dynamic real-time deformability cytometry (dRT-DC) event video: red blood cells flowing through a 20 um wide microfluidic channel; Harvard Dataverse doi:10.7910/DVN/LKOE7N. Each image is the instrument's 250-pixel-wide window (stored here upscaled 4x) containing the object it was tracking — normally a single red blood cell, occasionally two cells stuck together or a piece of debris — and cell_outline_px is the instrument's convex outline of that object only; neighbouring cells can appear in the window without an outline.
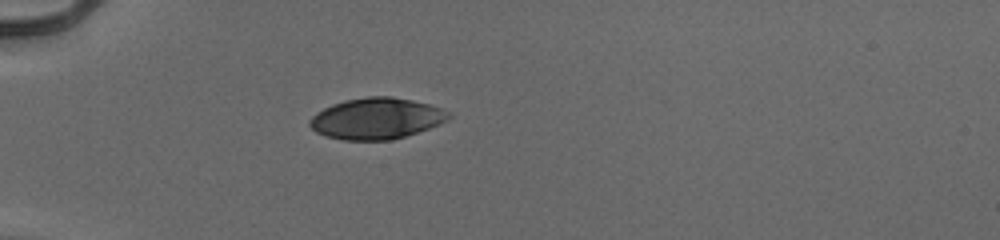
{"species": "human", "species_latin": "Homo sapiens", "temperature_condition": "cold", "stored_images_in_passage": 37, "camera_frame_rate_fps": 3000, "um_per_image_px": 0.085, "donor": {"sex": "male"}, "frame": {"image": 1, "passage_image": 1, "time_ms": 0.0, "image_size_px": [1000, 240], "cell_outline_px": [[452, 116], [448, 120], [440, 124], [392, 140], [344, 140], [324, 136], [316, 132], [308, 124], [308, 120], [316, 112], [332, 104], [344, 100], [368, 96], [392, 96], [412, 100], [428, 104], [452, 112]], "centroid_in_image_um": [31.99, 10.07], "position_along_channel_um": 53.0, "area_um2": 33.52}}
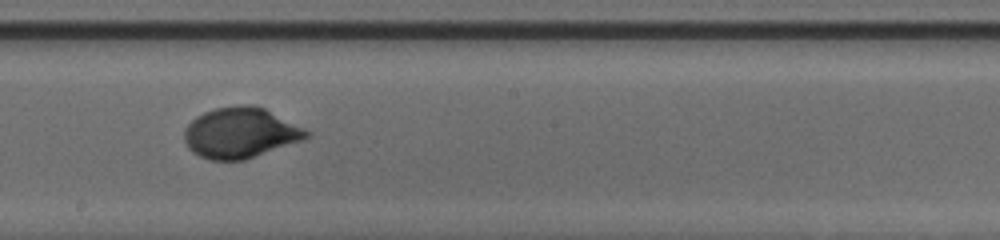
{"frame": {"image": 2, "passage_image": 16, "time_ms": 5.0, "image_size_px": [1000, 240], "cell_outline_px": [[312, 132], [304, 140], [244, 160], [208, 160], [192, 152], [188, 148], [184, 140], [184, 128], [196, 116], [204, 112], [216, 108], [244, 104], [252, 104], [264, 108]], "centroid_in_image_um": [20.42, 11.29], "position_along_channel_um": 227.8, "area_um2": 36.07}}
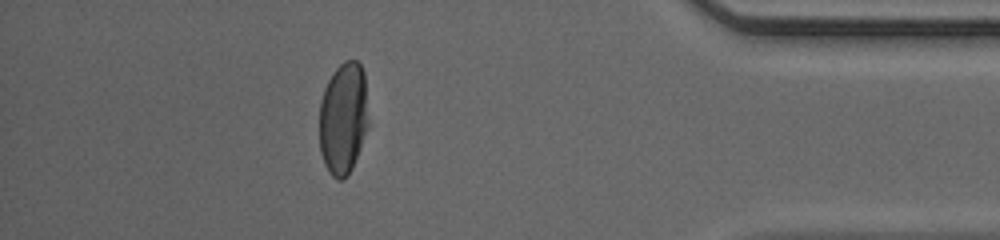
{"frame": {"image": 3, "passage_image": 32, "time_ms": 10.333, "image_size_px": [1000, 240], "cell_outline_px": [[368, 128], [352, 168], [348, 176], [340, 180], [336, 180], [328, 172], [324, 164], [320, 152], [320, 100], [324, 88], [332, 72], [344, 60], [356, 60], [360, 64], [364, 72], [368, 124]], "centroid_in_image_um": [29.17, 10.07], "position_along_channel_um": 406.0, "area_um2": 32.31}, "authors_computed_cell_mechanics": {"area_um2": 34.68, "velocity_mm_per_s": 3.9608, "shape_relaxation_time_tau1_ms": 2.8632, "shape_relaxation_time_tau2_ms": null, "deformation_change_tau1": 0.1578, "deformation_change_tau2": null}}